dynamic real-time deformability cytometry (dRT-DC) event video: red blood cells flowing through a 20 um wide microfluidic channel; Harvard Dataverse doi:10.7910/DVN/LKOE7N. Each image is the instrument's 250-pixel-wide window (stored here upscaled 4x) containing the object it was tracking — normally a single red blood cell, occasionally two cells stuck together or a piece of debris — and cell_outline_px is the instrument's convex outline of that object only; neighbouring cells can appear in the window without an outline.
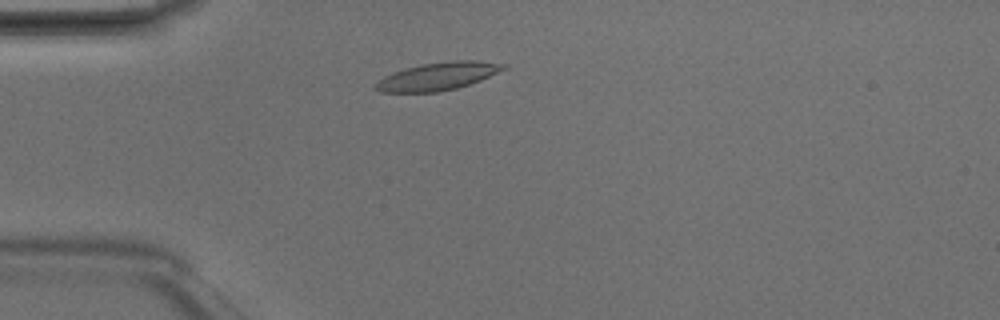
{"species": "Egyptian fruit bat (a non-hibernating species)", "species_latin": "Rousettus aegyptiacus", "temperature_condition": "room temperature", "stored_images_in_passage": 1, "camera_frame_rate_fps": 3000, "um_per_image_px": 0.085, "animal": {"sex": "male"}, "frame": {"image": 1, "passage_image": 1, "time_ms": 0.0, "image_size_px": [1000, 320], "cell_outline_px": [[508, 68], [480, 80], [456, 88], [436, 92], [380, 92], [372, 88], [372, 84], [384, 76], [404, 68], [424, 64], [448, 60], [476, 60], [508, 64]], "centroid_in_image_um": [37.2, 6.48], "position_along_channel_um": 47.8, "area_um2": 20.87}}